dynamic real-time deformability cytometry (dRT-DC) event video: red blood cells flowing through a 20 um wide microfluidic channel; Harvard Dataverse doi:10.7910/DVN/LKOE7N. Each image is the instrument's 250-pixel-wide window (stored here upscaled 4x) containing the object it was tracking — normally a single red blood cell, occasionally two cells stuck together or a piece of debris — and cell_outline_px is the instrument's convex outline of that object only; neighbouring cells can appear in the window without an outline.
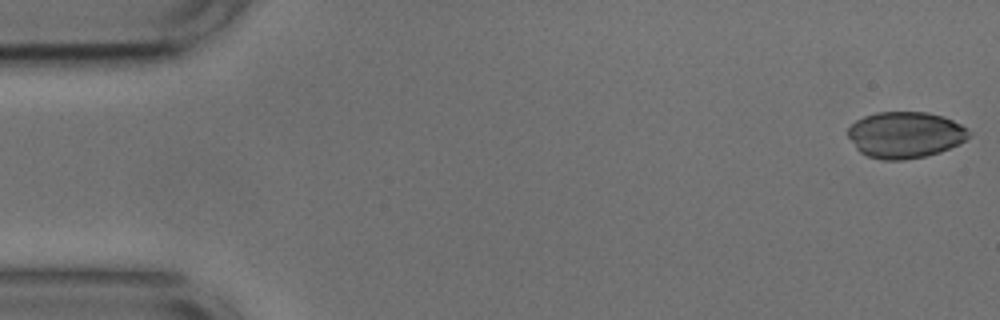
{"species": "common noctule bat (a hibernating species)", "species_latin": "Nyctalus noctula", "temperature_condition": "cold", "stored_images_in_passage": 52, "camera_frame_rate_fps": 3000, "um_per_image_px": 0.085, "animal": {"sex": "male", "body_mass_g": 17.9, "forearm_length_mm": 54.2}, "frame": {"image": 1, "passage_image": 1, "time_ms": 0.0, "image_size_px": [1000, 320], "cell_outline_px": [[972, 136], [960, 144], [940, 152], [924, 156], [904, 160], [884, 160], [868, 156], [860, 152], [856, 148], [848, 136], [848, 128], [856, 120], [864, 116], [876, 112], [928, 112], [944, 116], [960, 124], [972, 132]], "centroid_in_image_um": [76.97, 11.46], "position_along_channel_um": 8.0, "area_um2": 32.89}}
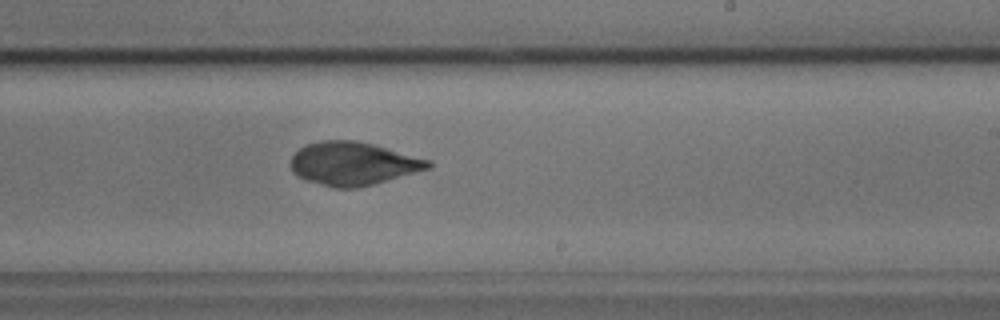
{"frame": {"image": 2, "passage_image": 31, "time_ms": 10.0, "image_size_px": [1000, 320], "cell_outline_px": [[432, 168], [372, 184], [356, 188], [332, 188], [296, 176], [292, 172], [292, 156], [304, 144], [320, 140], [356, 140], [372, 144], [432, 160]], "centroid_in_image_um": [30.02, 13.9], "position_along_channel_um": 259.0, "area_um2": 34.62}}
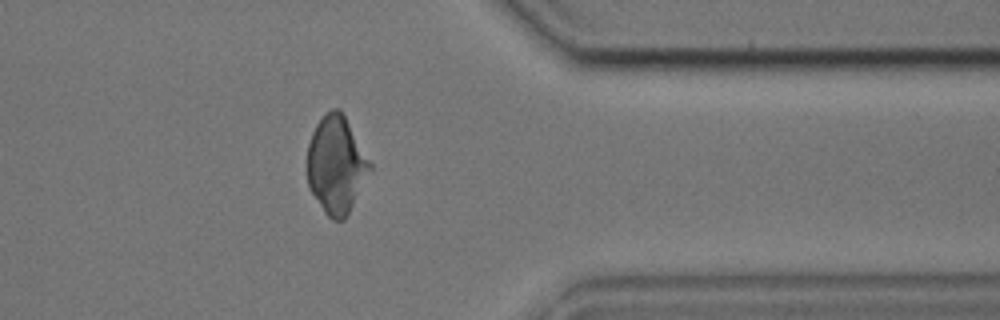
{"frame": {"image": 3, "passage_image": 42, "time_ms": 13.667, "image_size_px": [1000, 320], "cell_outline_px": [[372, 172], [344, 220], [332, 220], [324, 212], [308, 188], [308, 144], [312, 132], [316, 124], [332, 108], [340, 108], [372, 164]], "centroid_in_image_um": [28.6, 14.04], "position_along_channel_um": 382.8, "area_um2": 35.55}}